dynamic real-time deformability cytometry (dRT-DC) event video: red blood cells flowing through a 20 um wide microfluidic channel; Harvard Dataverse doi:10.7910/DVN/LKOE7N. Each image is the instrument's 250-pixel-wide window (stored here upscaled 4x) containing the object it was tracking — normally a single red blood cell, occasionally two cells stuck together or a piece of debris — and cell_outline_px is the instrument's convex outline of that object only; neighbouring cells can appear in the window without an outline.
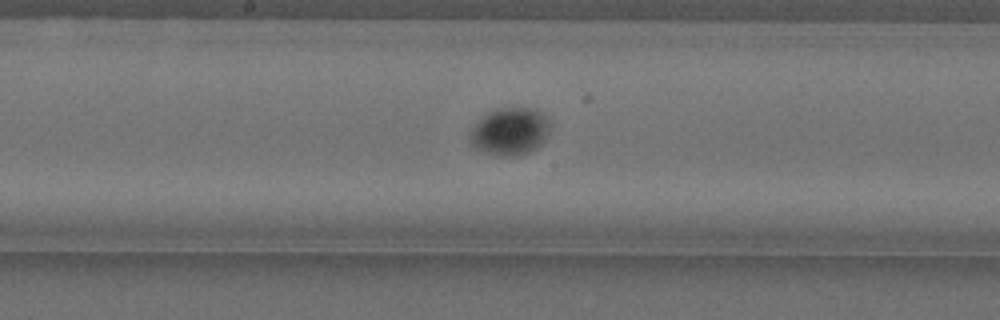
{"species": "Egyptian fruit bat (a non-hibernating species)", "species_latin": "Rousettus aegyptiacus", "temperature_condition": "cold", "stored_images_in_passage": 43, "camera_frame_rate_fps": 3000, "um_per_image_px": 0.085, "animal": {"sex": "female"}, "frame": {"image": 1, "passage_image": 20, "time_ms": 6.333, "image_size_px": [1000, 320], "cell_outline_px": [[548, 132], [544, 140], [536, 148], [528, 152], [516, 156], [496, 156], [484, 152], [476, 148], [472, 144], [472, 128], [488, 112], [500, 108], [536, 108], [548, 116]], "centroid_in_image_um": [43.38, 11.17], "position_along_channel_um": 204.8, "area_um2": 21.85}}
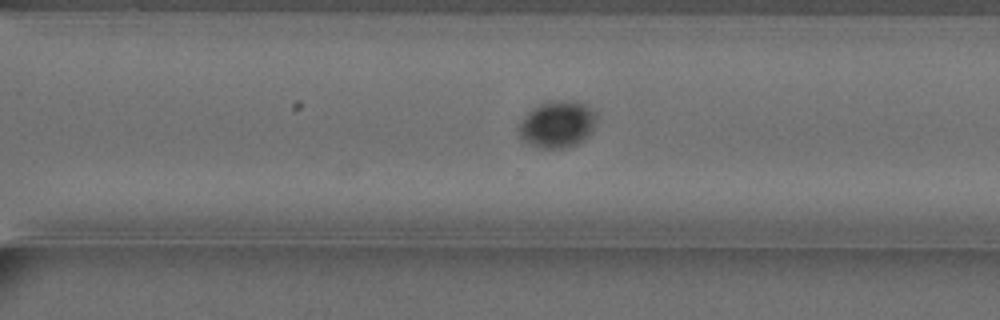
{"frame": {"image": 2, "passage_image": 30, "time_ms": 9.667, "image_size_px": [1000, 320], "cell_outline_px": [[596, 116], [592, 128], [588, 136], [584, 140], [568, 148], [536, 148], [528, 144], [520, 136], [516, 128], [520, 120], [532, 108], [540, 104], [560, 100], [572, 100], [584, 104], [592, 108], [596, 112]], "centroid_in_image_um": [47.34, 10.58], "position_along_channel_um": 323.3, "area_um2": 21.39}}
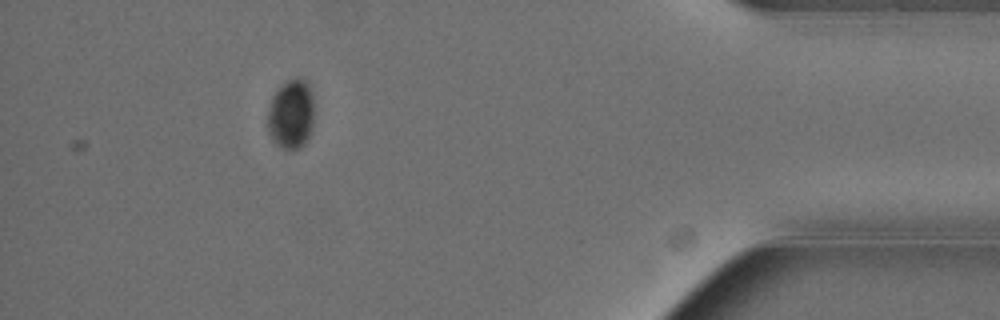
{"frame": {"image": 3, "passage_image": 41, "time_ms": 13.333, "image_size_px": [1000, 320], "cell_outline_px": [[312, 124], [308, 140], [300, 148], [288, 152], [280, 148], [272, 140], [268, 128], [268, 108], [272, 96], [288, 80], [296, 76], [304, 80], [312, 88]], "centroid_in_image_um": [24.74, 9.75], "position_along_channel_um": 410.5, "area_um2": 19.02}}